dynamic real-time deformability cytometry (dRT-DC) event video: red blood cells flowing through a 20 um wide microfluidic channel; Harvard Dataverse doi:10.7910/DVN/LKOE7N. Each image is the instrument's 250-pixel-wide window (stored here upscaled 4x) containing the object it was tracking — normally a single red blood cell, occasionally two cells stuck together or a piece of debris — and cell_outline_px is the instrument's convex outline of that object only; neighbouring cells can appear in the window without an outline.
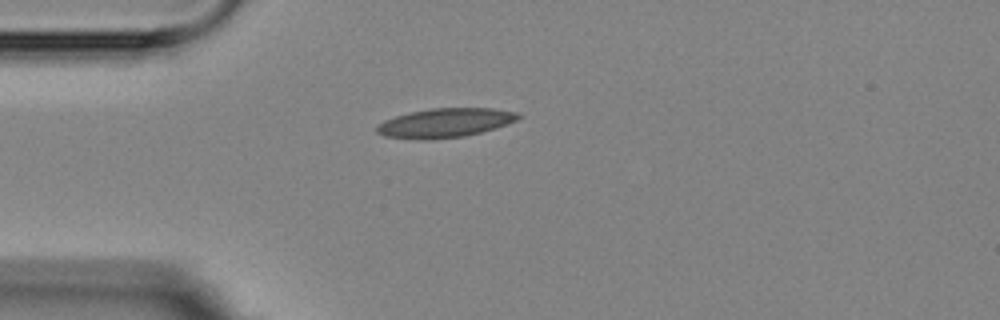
{"species": "Egyptian fruit bat (a non-hibernating species)", "species_latin": "Rousettus aegyptiacus", "temperature_condition": "room temperature", "stored_images_in_passage": 5, "camera_frame_rate_fps": 3000, "um_per_image_px": 0.085, "animal": {"sex": "female"}, "frame": {"image": 1, "passage_image": 1, "time_ms": 0.0, "image_size_px": [1000, 320], "cell_outline_px": [[524, 116], [508, 124], [496, 128], [464, 136], [432, 140], [416, 140], [384, 136], [376, 132], [376, 124], [384, 120], [408, 112], [432, 108], [492, 108], [520, 112]], "centroid_in_image_um": [37.83, 10.44], "position_along_channel_um": 47.2, "area_um2": 24.45}}
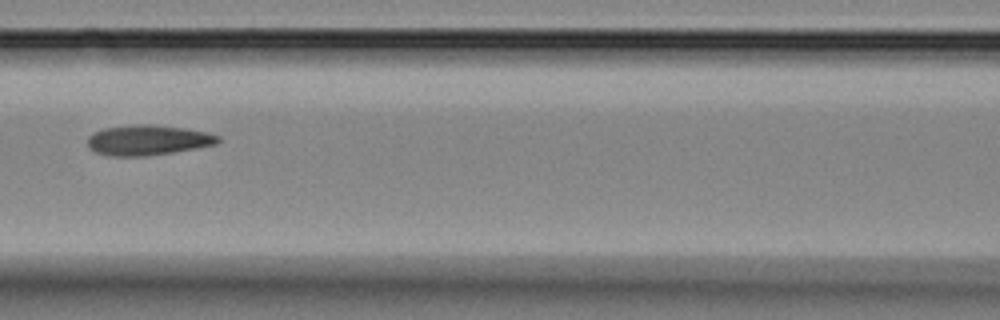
{"frame": {"image": 2, "passage_image": 4, "time_ms": 3.333, "image_size_px": [1000, 320], "cell_outline_px": [[220, 140], [216, 144], [196, 148], [148, 156], [108, 156], [96, 152], [88, 148], [88, 136], [92, 132], [104, 128], [136, 124], [148, 124], [184, 128], [204, 132], [220, 136]], "centroid_in_image_um": [12.52, 11.91], "position_along_channel_um": 154.1, "area_um2": 22.95}}
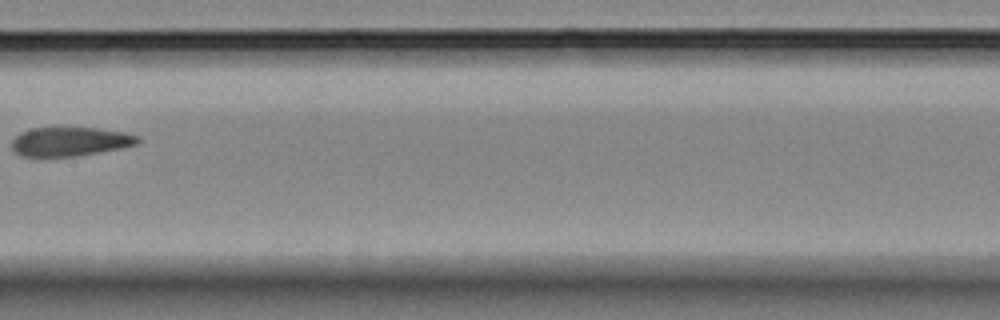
{"frame": {"image": 3, "passage_image": 5, "time_ms": 4.667, "image_size_px": [1000, 320], "cell_outline_px": [[140, 140], [136, 144], [120, 148], [76, 156], [20, 156], [12, 148], [12, 140], [20, 132], [32, 128], [96, 128], [124, 132], [140, 136]], "centroid_in_image_um": [5.95, 12.03], "position_along_channel_um": 201.5, "area_um2": 21.1}}